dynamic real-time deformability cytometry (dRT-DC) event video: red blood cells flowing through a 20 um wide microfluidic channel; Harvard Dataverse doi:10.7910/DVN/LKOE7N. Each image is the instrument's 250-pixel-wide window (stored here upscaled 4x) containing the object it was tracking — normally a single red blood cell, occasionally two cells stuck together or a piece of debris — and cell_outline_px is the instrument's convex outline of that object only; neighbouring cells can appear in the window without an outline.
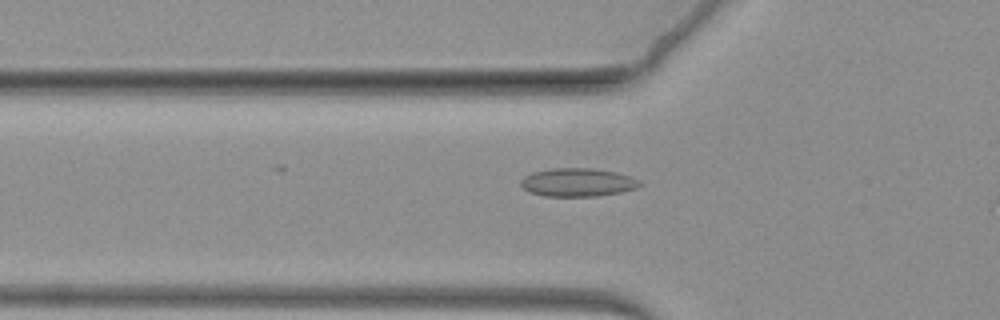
{"species": "common noctule bat (a hibernating species)", "species_latin": "Nyctalus noctula", "temperature_condition": "warm", "stored_images_in_passage": 35, "camera_frame_rate_fps": 3000, "um_per_image_px": 0.085, "animal": {"sex": "female", "body_mass_g": 19.3, "forearm_length_mm": 54.1}, "frame": {"image": 1, "passage_image": 4, "time_ms": 1.0, "image_size_px": [1000, 320], "cell_outline_px": [[644, 184], [636, 188], [620, 192], [596, 196], [544, 196], [528, 192], [520, 184], [520, 180], [524, 176], [532, 172], [552, 168], [592, 168], [616, 172], [632, 176], [640, 180]], "centroid_in_image_um": [49.11, 15.49], "position_along_channel_um": 76.7, "area_um2": 19.83}}
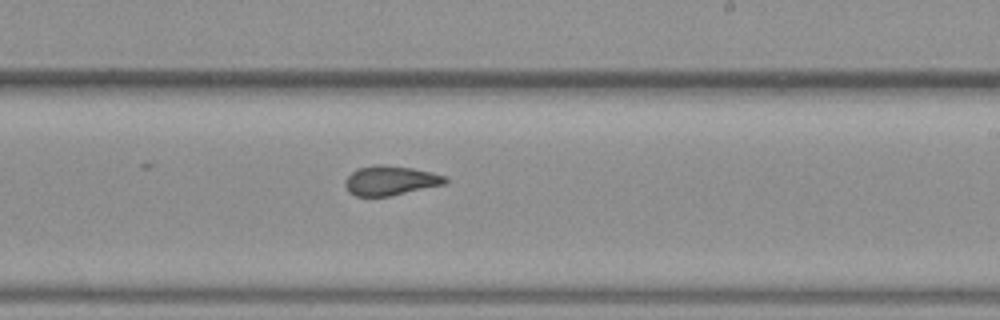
{"frame": {"image": 2, "passage_image": 21, "time_ms": 6.667, "image_size_px": [1000, 320], "cell_outline_px": [[448, 184], [392, 196], [356, 196], [348, 192], [344, 184], [344, 180], [356, 168], [376, 164], [384, 164], [412, 168], [432, 172], [444, 176], [448, 180]], "centroid_in_image_um": [33.19, 15.35], "position_along_channel_um": 255.8, "area_um2": 17.57}}
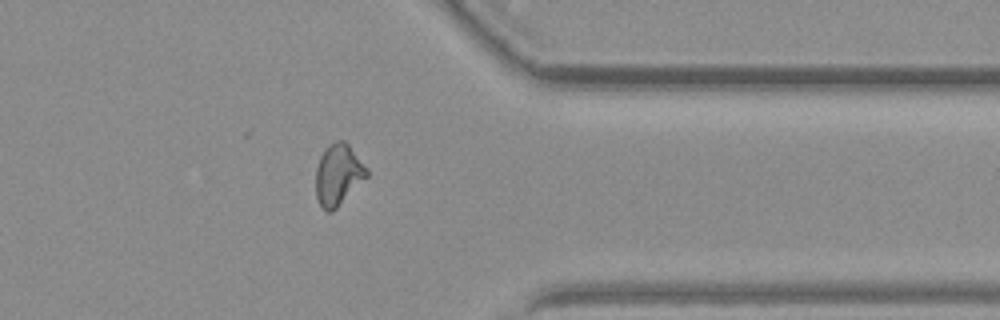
{"frame": {"image": 3, "passage_image": 34, "time_ms": 11.0, "image_size_px": [1000, 320], "cell_outline_px": [[368, 176], [332, 212], [328, 212], [320, 204], [316, 196], [316, 168], [320, 156], [324, 148], [328, 144], [336, 140], [344, 140], [348, 144], [368, 168]], "centroid_in_image_um": [28.75, 14.81], "position_along_channel_um": 382.7, "area_um2": 18.15}}